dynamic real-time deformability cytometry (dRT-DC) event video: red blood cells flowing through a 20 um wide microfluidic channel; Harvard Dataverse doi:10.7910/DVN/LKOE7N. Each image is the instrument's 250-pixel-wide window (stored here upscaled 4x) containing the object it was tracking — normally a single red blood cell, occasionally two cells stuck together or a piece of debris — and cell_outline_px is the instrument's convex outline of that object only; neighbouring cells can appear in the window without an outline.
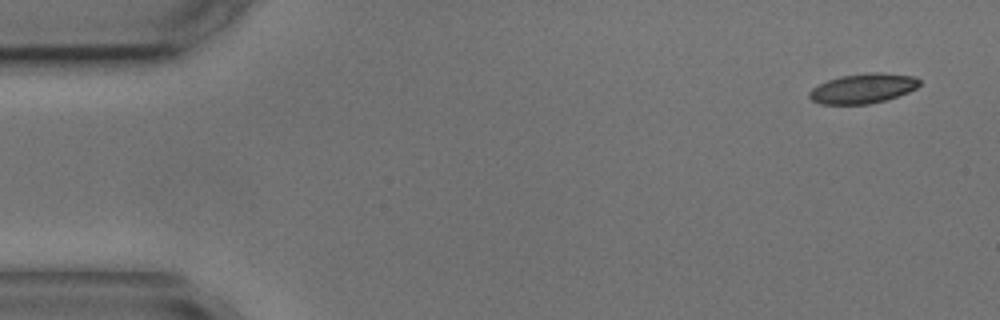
{"species": "common noctule bat (a hibernating species)", "species_latin": "Nyctalus noctula", "temperature_condition": "cold", "stored_images_in_passage": 5, "camera_frame_rate_fps": 3000, "um_per_image_px": 0.085, "animal": {"sex": "male", "body_mass_g": 17.9, "forearm_length_mm": 54.2}, "frame": {"image": 1, "passage_image": 1, "time_ms": 0.0, "image_size_px": [1000, 320], "cell_outline_px": [[920, 84], [916, 88], [908, 92], [888, 100], [868, 104], [820, 104], [812, 100], [808, 96], [808, 92], [812, 88], [828, 80], [840, 76], [868, 72], [880, 72], [916, 76], [920, 80]], "centroid_in_image_um": [73.37, 7.51], "position_along_channel_um": 11.6, "area_um2": 19.31}}
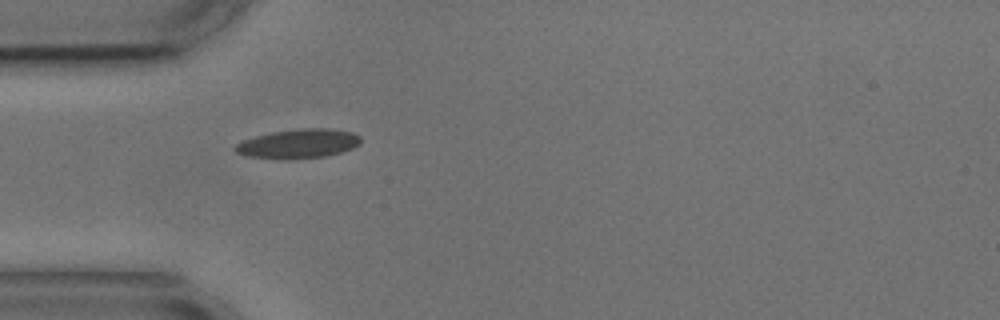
{"frame": {"image": 2, "passage_image": 4, "time_ms": 4.333, "image_size_px": [1000, 320], "cell_outline_px": [[360, 144], [352, 148], [340, 152], [324, 156], [288, 160], [280, 160], [248, 156], [236, 152], [232, 148], [240, 140], [272, 132], [300, 128], [328, 128], [352, 132], [360, 136]], "centroid_in_image_um": [25.32, 12.22], "position_along_channel_um": 59.7, "area_um2": 21.56}}